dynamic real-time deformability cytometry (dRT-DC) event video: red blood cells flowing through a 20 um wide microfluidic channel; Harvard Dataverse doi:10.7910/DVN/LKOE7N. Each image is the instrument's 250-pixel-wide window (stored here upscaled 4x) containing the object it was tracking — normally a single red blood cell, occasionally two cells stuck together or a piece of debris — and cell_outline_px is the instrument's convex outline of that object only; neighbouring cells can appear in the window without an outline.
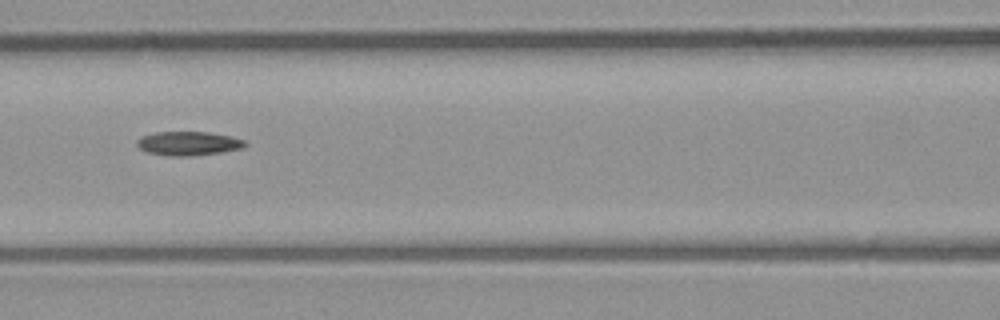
{"species": "common noctule bat (a hibernating species)", "species_latin": "Nyctalus noctula", "temperature_condition": "room temperature", "stored_images_in_passage": 4, "camera_frame_rate_fps": 3000, "um_per_image_px": 0.085, "animal": {"sex": "male", "body_mass_g": 23.1, "forearm_length_mm": 52.7}, "frame": {"image": 1, "passage_image": 3, "time_ms": 3.0, "image_size_px": [1000, 320], "cell_outline_px": [[248, 144], [244, 148], [220, 152], [188, 156], [168, 156], [148, 152], [140, 148], [136, 144], [136, 140], [140, 136], [156, 132], [208, 132], [232, 136], [244, 140]], "centroid_in_image_um": [16.02, 12.18], "position_along_channel_um": 150.6, "area_um2": 15.14}}
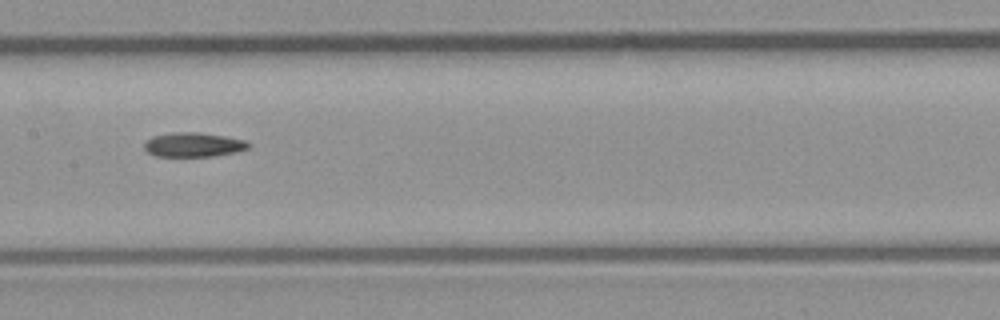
{"frame": {"image": 2, "passage_image": 4, "time_ms": 4.0, "image_size_px": [1000, 320], "cell_outline_px": [[252, 144], [248, 148], [236, 152], [212, 156], [156, 156], [148, 152], [144, 148], [144, 144], [152, 136], [172, 132], [200, 132], [224, 136], [244, 140]], "centroid_in_image_um": [16.44, 12.29], "position_along_channel_um": 191.0, "area_um2": 14.74}}